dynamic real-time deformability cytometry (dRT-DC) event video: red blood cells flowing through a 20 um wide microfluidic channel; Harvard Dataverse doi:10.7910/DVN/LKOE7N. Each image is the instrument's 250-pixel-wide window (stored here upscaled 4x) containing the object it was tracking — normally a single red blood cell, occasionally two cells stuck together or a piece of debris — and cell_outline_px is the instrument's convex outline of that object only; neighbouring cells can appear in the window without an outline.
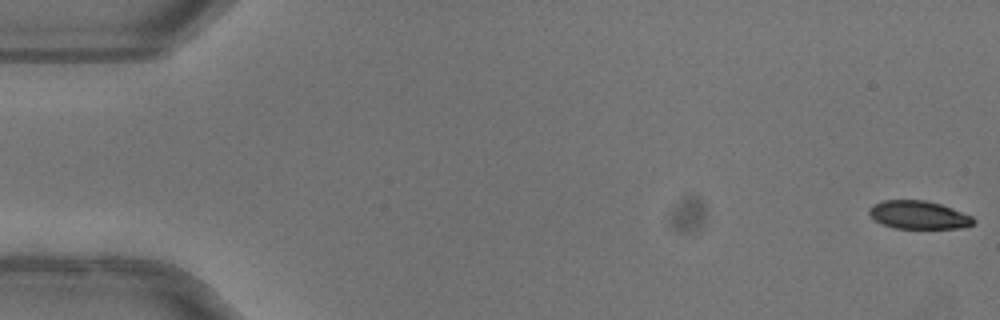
{"species": "common noctule bat (a hibernating species)", "species_latin": "Nyctalus noctula", "temperature_condition": "warm", "stored_images_in_passage": 52, "camera_frame_rate_fps": 3000, "um_per_image_px": 0.085, "animal": {"sex": "female"}, "frame": {"image": 1, "passage_image": 1, "time_ms": 0.0, "image_size_px": [1000, 320], "cell_outline_px": [[976, 220], [972, 224], [964, 228], [896, 228], [884, 224], [876, 220], [868, 212], [868, 208], [884, 200], [924, 200], [940, 204], [952, 208], [972, 216]], "centroid_in_image_um": [78.12, 18.27], "position_along_channel_um": 6.9, "area_um2": 16.88}}
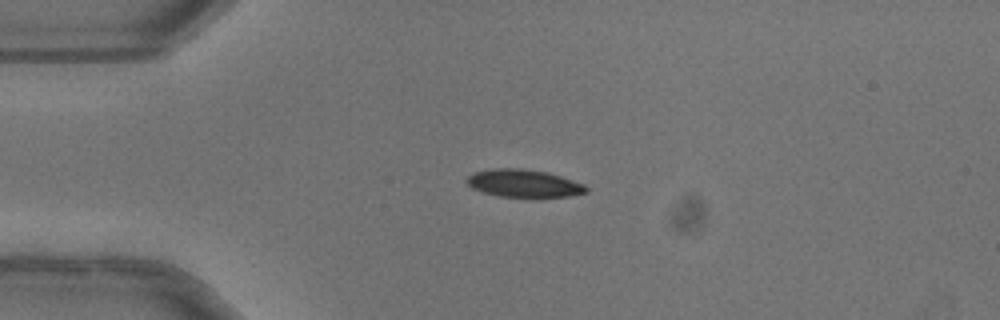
{"frame": {"image": 2, "passage_image": 13, "time_ms": 4.0, "image_size_px": [1000, 320], "cell_outline_px": [[588, 192], [568, 196], [500, 196], [484, 192], [472, 188], [464, 180], [472, 172], [492, 168], [520, 168], [548, 172], [584, 184], [588, 188]], "centroid_in_image_um": [44.48, 15.56], "position_along_channel_um": 40.5, "area_um2": 19.07}}
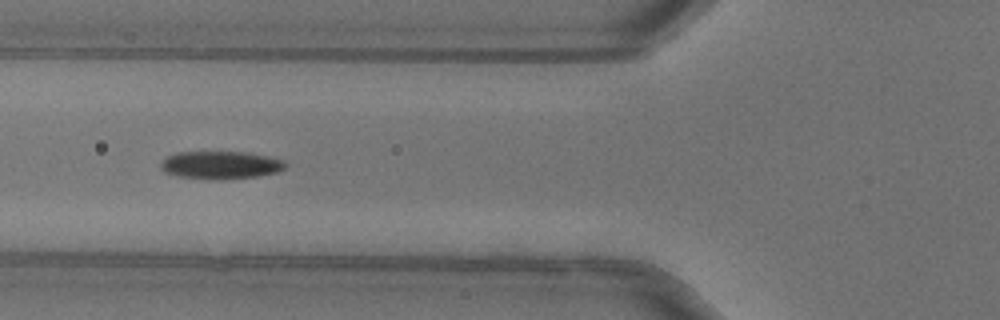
{"frame": {"image": 3, "passage_image": 20, "time_ms": 6.333, "image_size_px": [1000, 320], "cell_outline_px": [[288, 164], [284, 168], [276, 172], [256, 176], [216, 180], [176, 176], [164, 172], [160, 168], [160, 164], [168, 156], [176, 152], [252, 152], [284, 160]], "centroid_in_image_um": [18.75, 14.02], "position_along_channel_um": 107.0, "area_um2": 20.29}, "authors_computed_cell_mechanics": {"area_um2": 19.7676, "velocity_mm_per_s": 4.0514, "shape_relaxation_time_tau1_ms": 4.2392, "shape_relaxation_time_tau2_ms": 4.4023, "deformation_change_tau1": 0.1353, "deformation_change_tau2": 0.0746}}